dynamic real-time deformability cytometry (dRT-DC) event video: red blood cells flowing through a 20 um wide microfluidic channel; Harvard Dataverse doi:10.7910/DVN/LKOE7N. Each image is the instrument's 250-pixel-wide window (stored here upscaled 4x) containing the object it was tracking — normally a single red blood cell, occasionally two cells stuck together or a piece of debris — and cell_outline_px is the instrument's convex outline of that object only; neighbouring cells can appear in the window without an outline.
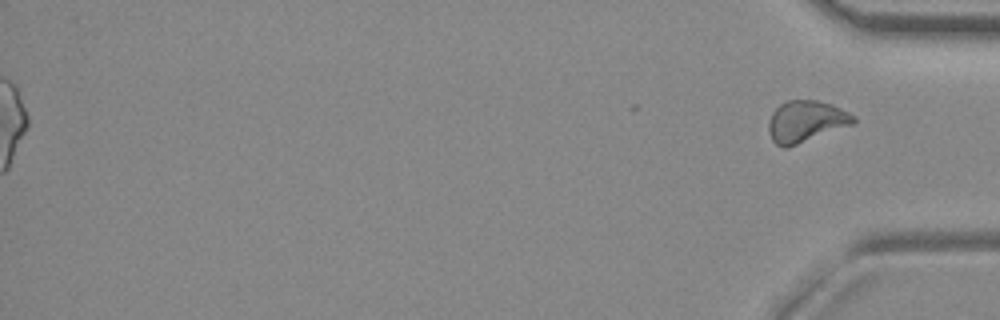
{"species": "common noctule bat (a hibernating species)", "species_latin": "Nyctalus noctula", "temperature_condition": "room temperature", "stored_images_in_passage": 52, "segment_of_instrument_passage": [2, 2], "camera_frame_rate_fps": 3000, "um_per_image_px": 0.085, "animal": {"sex": "female", "body_mass_g": 29.2, "forearm_length_mm": 56.3}, "frame": {"image": 1, "passage_image": 52, "time_ms": 17.0, "image_size_px": [1000, 320], "cell_outline_px": [[856, 124], [788, 148], [784, 148], [776, 144], [772, 140], [768, 132], [768, 120], [772, 112], [780, 104], [788, 100], [816, 100], [832, 104], [856, 116]], "centroid_in_image_um": [68.52, 10.34], "position_along_channel_um": 366.7, "area_um2": 20.98}}